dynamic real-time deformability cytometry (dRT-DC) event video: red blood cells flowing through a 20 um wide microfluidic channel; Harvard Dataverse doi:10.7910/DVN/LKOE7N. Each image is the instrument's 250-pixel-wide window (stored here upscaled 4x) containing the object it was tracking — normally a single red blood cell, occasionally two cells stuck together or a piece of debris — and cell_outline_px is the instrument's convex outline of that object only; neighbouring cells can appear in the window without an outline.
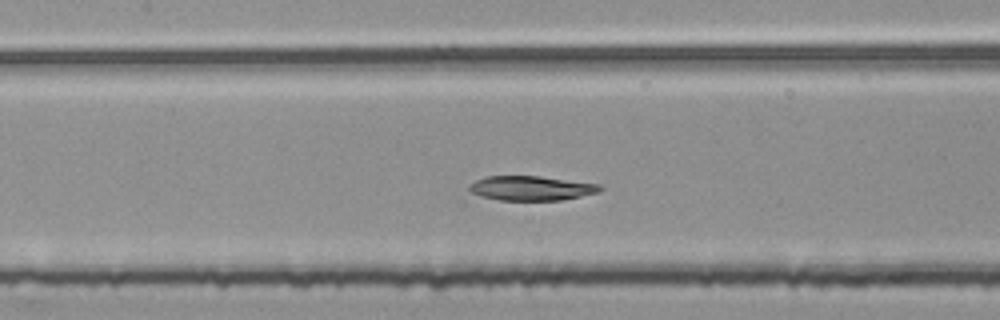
{"species": "common noctule bat (a hibernating species)", "species_latin": "Nyctalus noctula", "temperature_condition": "room temperature", "stored_images_in_passage": 47, "segment_of_instrument_passage": [2, 2], "camera_frame_rate_fps": 3000, "um_per_image_px": 0.085, "animal": {"sex": "female", "body_mass_g": 25.1}, "frame": {"image": 1, "passage_image": 21, "time_ms": 6.667, "image_size_px": [1000, 320], "cell_outline_px": [[604, 188], [600, 192], [560, 200], [500, 200], [480, 196], [468, 192], [468, 184], [484, 176], [540, 176], [600, 184]], "centroid_in_image_um": [45.12, 15.99], "position_along_channel_um": 162.3, "area_um2": 18.84}}
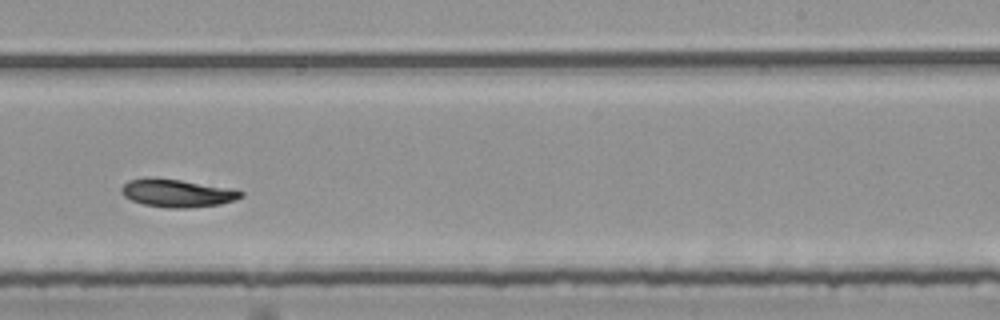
{"frame": {"image": 2, "passage_image": 30, "time_ms": 9.667, "image_size_px": [1000, 320], "cell_outline_px": [[244, 196], [236, 200], [220, 204], [188, 208], [172, 208], [144, 204], [132, 200], [124, 196], [120, 188], [128, 180], [148, 176], [156, 176], [232, 188], [244, 192]], "centroid_in_image_um": [15.07, 16.39], "position_along_channel_um": 273.9, "area_um2": 19.71}}
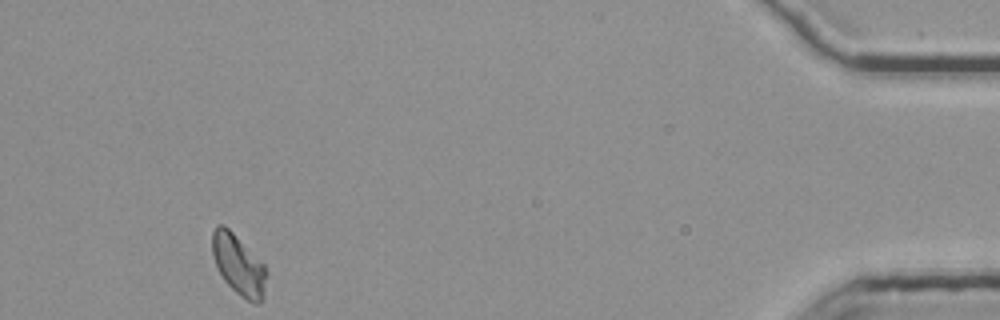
{"frame": {"image": 3, "passage_image": 47, "time_ms": 15.333, "image_size_px": [1000, 320], "cell_outline_px": [[268, 272], [264, 296], [260, 304], [256, 304], [248, 300], [236, 292], [224, 280], [216, 268], [212, 252], [212, 232], [216, 224], [224, 224], [264, 264]], "centroid_in_image_um": [20.28, 22.52], "position_along_channel_um": 414.9, "area_um2": 19.13}}